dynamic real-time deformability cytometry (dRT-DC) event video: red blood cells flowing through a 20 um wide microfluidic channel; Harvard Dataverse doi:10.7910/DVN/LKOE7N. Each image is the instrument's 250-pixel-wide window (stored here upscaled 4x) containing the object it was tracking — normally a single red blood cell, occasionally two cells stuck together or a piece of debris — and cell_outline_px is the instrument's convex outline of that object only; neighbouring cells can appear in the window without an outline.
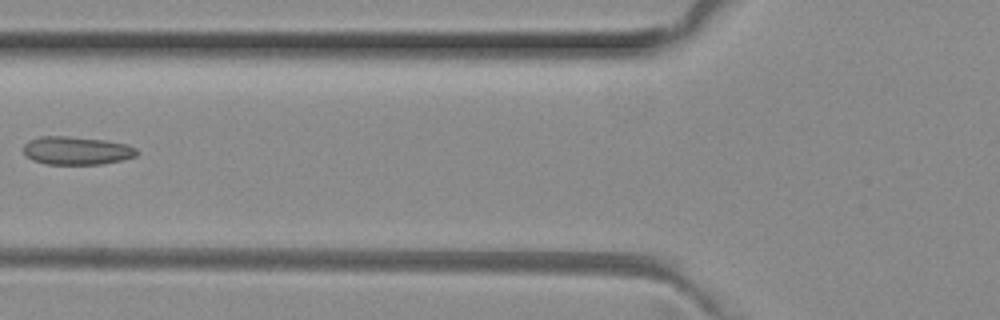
{"species": "common noctule bat (a hibernating species)", "species_latin": "Nyctalus noctula", "temperature_condition": "room temperature", "stored_images_in_passage": 6, "camera_frame_rate_fps": 3000, "um_per_image_px": 0.085, "animal": {"sex": "female", "body_mass_g": 29.2, "forearm_length_mm": 56.3}, "frame": {"image": 1, "passage_image": 5, "time_ms": 1.333, "image_size_px": [1000, 320], "cell_outline_px": [[140, 152], [136, 156], [104, 164], [48, 164], [32, 160], [24, 152], [24, 144], [28, 140], [40, 136], [68, 136], [104, 140], [128, 144], [136, 148]], "centroid_in_image_um": [6.53, 12.79], "position_along_channel_um": 119.3, "area_um2": 18.67}}
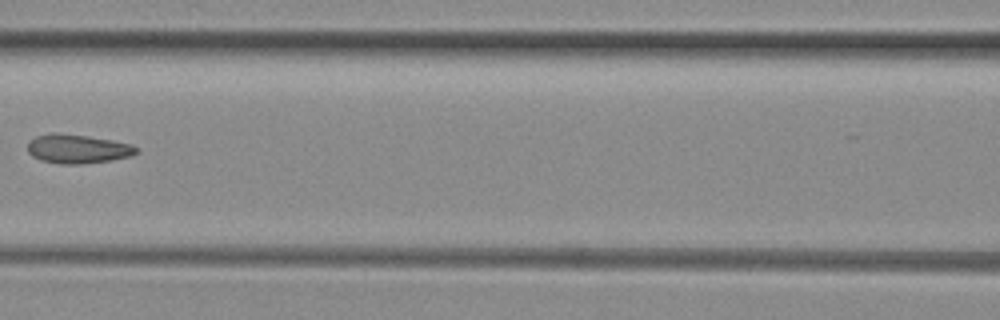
{"frame": {"image": 2, "passage_image": 6, "time_ms": 1.667, "image_size_px": [1000, 320], "cell_outline_px": [[140, 152], [132, 156], [112, 160], [80, 164], [60, 164], [40, 160], [32, 156], [28, 152], [28, 144], [36, 136], [52, 132], [56, 132], [88, 136], [112, 140], [132, 144], [140, 148]], "centroid_in_image_um": [6.65, 12.65], "position_along_channel_um": 160.0, "area_um2": 18.61}}